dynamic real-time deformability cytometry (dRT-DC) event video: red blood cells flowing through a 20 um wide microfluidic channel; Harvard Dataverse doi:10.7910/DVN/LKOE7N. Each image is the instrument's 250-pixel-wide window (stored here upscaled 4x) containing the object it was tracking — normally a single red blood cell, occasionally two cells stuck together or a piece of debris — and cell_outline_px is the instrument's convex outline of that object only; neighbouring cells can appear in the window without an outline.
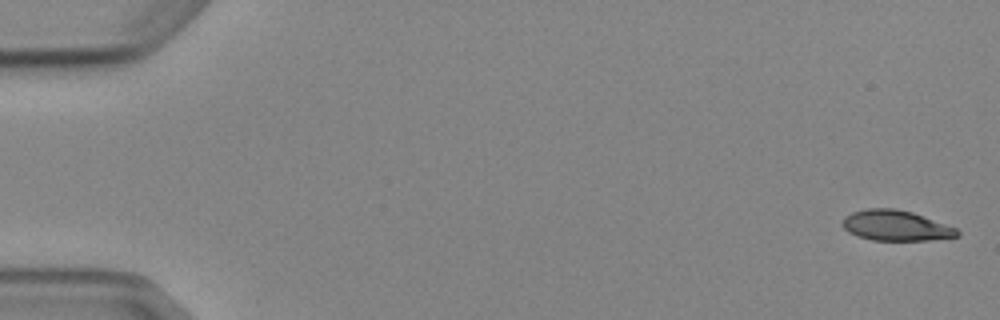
{"species": "Egyptian fruit bat (a non-hibernating species)", "species_latin": "Rousettus aegyptiacus", "temperature_condition": "cold", "stored_images_in_passage": 6, "camera_frame_rate_fps": 3000, "um_per_image_px": 0.085, "animal": {"sex": "female"}, "frame": {"image": 1, "passage_image": 1, "time_ms": 0.0, "image_size_px": [1000, 320], "cell_outline_px": [[960, 236], [928, 240], [872, 240], [848, 232], [840, 224], [844, 216], [852, 212], [868, 208], [896, 208], [912, 212], [956, 228], [960, 232]], "centroid_in_image_um": [76.12, 19.16], "position_along_channel_um": 8.9, "area_um2": 20.29}}
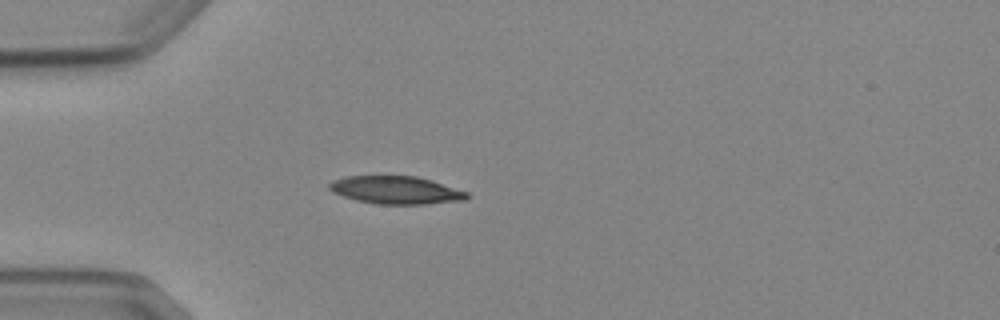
{"frame": {"image": 2, "passage_image": 5, "time_ms": 4.667, "image_size_px": [1000, 320], "cell_outline_px": [[468, 196], [464, 200], [424, 204], [376, 204], [356, 200], [332, 192], [328, 188], [328, 184], [332, 180], [344, 176], [416, 176], [432, 180], [468, 192]], "centroid_in_image_um": [33.62, 16.15], "position_along_channel_um": 51.4, "area_um2": 22.31}}